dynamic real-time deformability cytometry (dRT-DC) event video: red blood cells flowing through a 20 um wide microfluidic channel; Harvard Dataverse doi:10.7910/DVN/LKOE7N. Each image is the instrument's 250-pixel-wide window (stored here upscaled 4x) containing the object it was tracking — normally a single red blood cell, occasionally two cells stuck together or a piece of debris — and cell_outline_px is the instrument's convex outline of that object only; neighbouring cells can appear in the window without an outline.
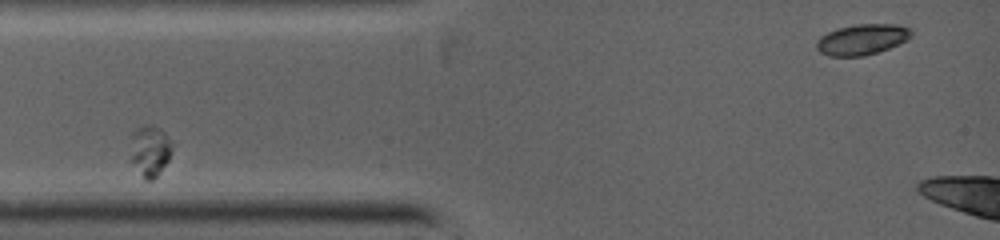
{"species": "common noctule bat (a hibernating species)", "species_latin": "Nyctalus noctula", "temperature_condition": "warm", "stored_images_in_passage": 13, "segment_of_instrument_passage": [1, 2], "camera_frame_rate_fps": 5000, "um_per_image_px": 0.085, "animal": {"sex": "female", "body_mass_g": 19.0, "forearm_length_mm": 53.3}, "frame": {"image": 1, "passage_image": 1, "time_ms": 0.0, "image_size_px": [1000, 240], "cell_outline_px": [[168, 160], [156, 176], [152, 180], [144, 180], [132, 160], [132, 132], [136, 128], [144, 124], [152, 124], [160, 128], [164, 132], [168, 140]], "centroid_in_image_um": [12.7, 12.78], "position_along_channel_um": 72.3, "area_um2": 11.68}}
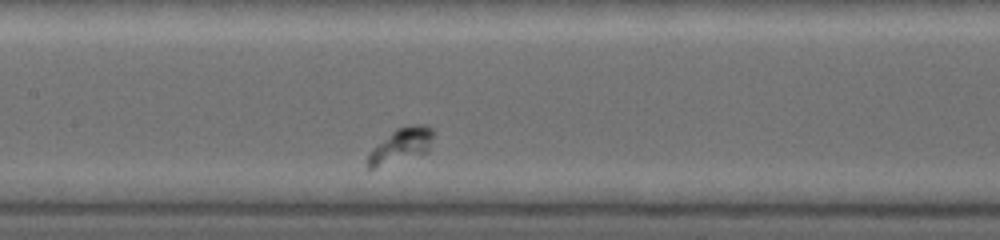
{"frame": {"image": 2, "passage_image": 9, "time_ms": 2.4, "image_size_px": [1000, 240], "cell_outline_px": [[432, 136], [428, 152], [372, 168], [368, 168], [364, 164], [368, 156], [396, 128], [416, 124], [424, 124], [432, 128]], "centroid_in_image_um": [34.12, 12.35], "position_along_channel_um": 173.3, "area_um2": 12.54}}
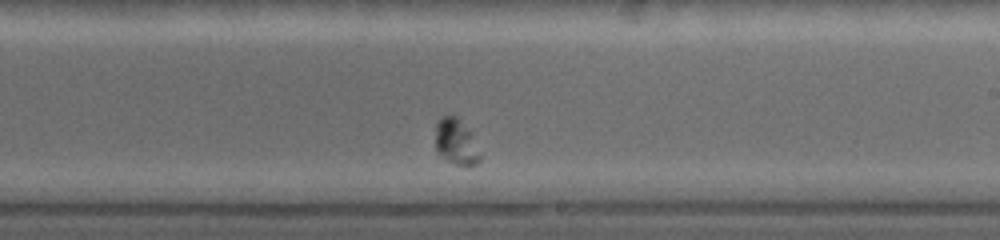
{"frame": {"image": 3, "passage_image": 12, "time_ms": 4.2, "image_size_px": [1000, 240], "cell_outline_px": [[480, 160], [476, 164], [456, 164], [448, 160], [436, 152], [436, 124], [440, 116], [456, 116], [468, 132], [480, 156]], "centroid_in_image_um": [38.69, 12.05], "position_along_channel_um": 250.3, "area_um2": 11.16}}